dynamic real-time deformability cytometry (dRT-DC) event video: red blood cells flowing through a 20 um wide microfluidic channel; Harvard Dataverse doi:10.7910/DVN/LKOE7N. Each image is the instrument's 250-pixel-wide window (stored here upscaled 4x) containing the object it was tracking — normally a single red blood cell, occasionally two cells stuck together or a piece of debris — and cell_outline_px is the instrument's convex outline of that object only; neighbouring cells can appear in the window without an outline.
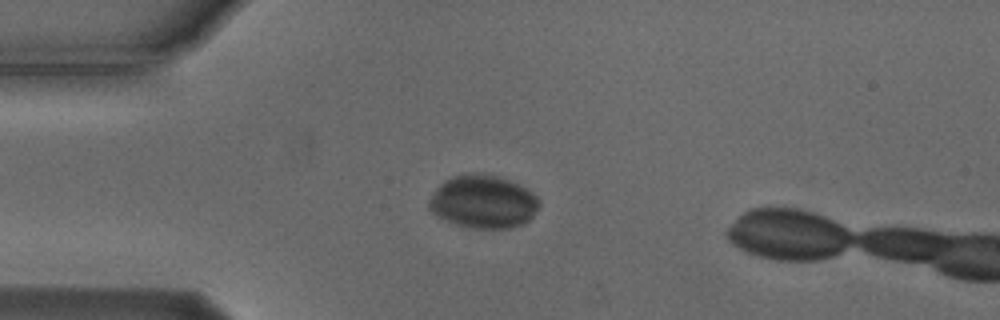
{"species": "Egyptian fruit bat (a non-hibernating species)", "species_latin": "Rousettus aegyptiacus", "temperature_condition": "cold", "stored_images_in_passage": 50, "camera_frame_rate_fps": 3000, "um_per_image_px": 0.085, "animal": {"sex": "male"}, "frame": {"image": 1, "passage_image": 14, "time_ms": 4.333, "image_size_px": [1000, 320], "cell_outline_px": [[540, 204], [532, 216], [524, 224], [512, 228], [472, 228], [456, 224], [436, 216], [428, 208], [428, 200], [432, 192], [444, 180], [452, 176], [496, 176], [516, 184], [532, 192], [540, 200]], "centroid_in_image_um": [41.05, 17.2], "position_along_channel_um": 44.0, "area_um2": 33.41}}
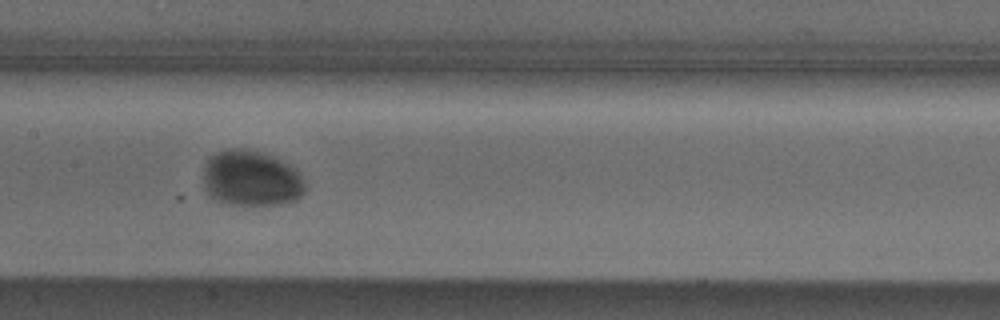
{"frame": {"image": 2, "passage_image": 27, "time_ms": 8.667, "image_size_px": [1000, 320], "cell_outline_px": [[304, 192], [296, 200], [280, 204], [220, 204], [208, 196], [204, 188], [204, 168], [208, 156], [216, 152], [228, 148], [248, 148], [272, 156], [296, 168], [304, 184]], "centroid_in_image_um": [21.29, 15.16], "position_along_channel_um": 186.1, "area_um2": 33.41}}
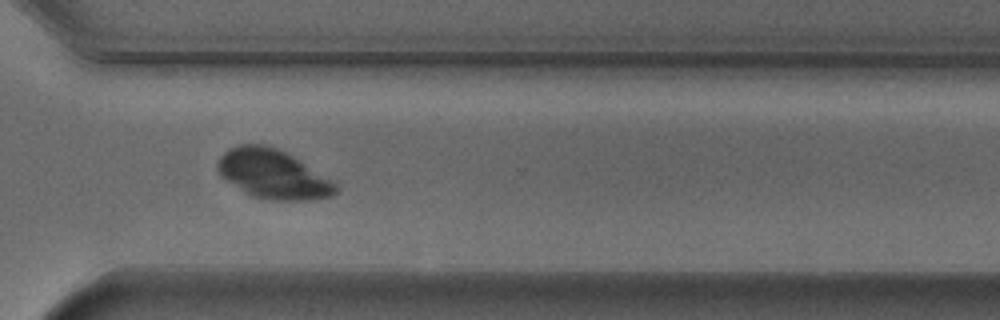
{"frame": {"image": 3, "passage_image": 40, "time_ms": 13.0, "image_size_px": [1000, 320], "cell_outline_px": [[340, 188], [332, 196], [312, 200], [268, 200], [252, 196], [244, 192], [220, 176], [216, 168], [216, 164], [220, 156], [228, 148], [240, 144], [264, 144], [276, 148], [292, 156], [336, 180]], "centroid_in_image_um": [23.23, 14.81], "position_along_channel_um": 347.4, "area_um2": 34.28}}